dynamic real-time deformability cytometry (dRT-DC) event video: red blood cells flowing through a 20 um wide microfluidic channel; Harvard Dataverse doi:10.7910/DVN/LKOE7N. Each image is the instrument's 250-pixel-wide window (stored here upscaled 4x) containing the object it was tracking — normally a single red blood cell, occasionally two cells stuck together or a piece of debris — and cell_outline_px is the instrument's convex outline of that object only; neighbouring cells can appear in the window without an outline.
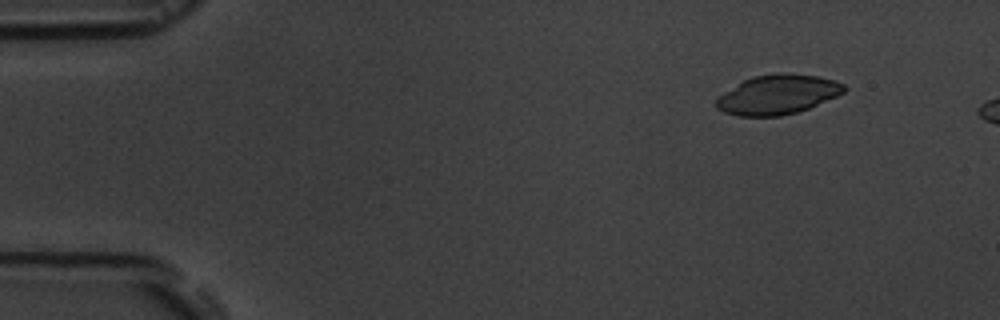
{"species": "common noctule bat (a hibernating species)", "species_latin": "Nyctalus noctula", "temperature_condition": "room temperature", "stored_images_in_passage": 3, "camera_frame_rate_fps": 3000, "um_per_image_px": 0.085, "animal": {"sex": "male", "body_mass_g": 19.5, "forearm_length_mm": 54.6}, "frame": {"image": 1, "passage_image": 2, "time_ms": 1.0, "image_size_px": [1000, 320], "cell_outline_px": [[848, 88], [844, 92], [836, 96], [808, 108], [796, 112], [780, 116], [736, 116], [724, 112], [716, 108], [716, 100], [724, 92], [744, 80], [752, 76], [780, 72], [816, 76], [836, 80], [844, 84]], "centroid_in_image_um": [66.1, 8.03], "position_along_channel_um": 18.9, "area_um2": 29.3}}